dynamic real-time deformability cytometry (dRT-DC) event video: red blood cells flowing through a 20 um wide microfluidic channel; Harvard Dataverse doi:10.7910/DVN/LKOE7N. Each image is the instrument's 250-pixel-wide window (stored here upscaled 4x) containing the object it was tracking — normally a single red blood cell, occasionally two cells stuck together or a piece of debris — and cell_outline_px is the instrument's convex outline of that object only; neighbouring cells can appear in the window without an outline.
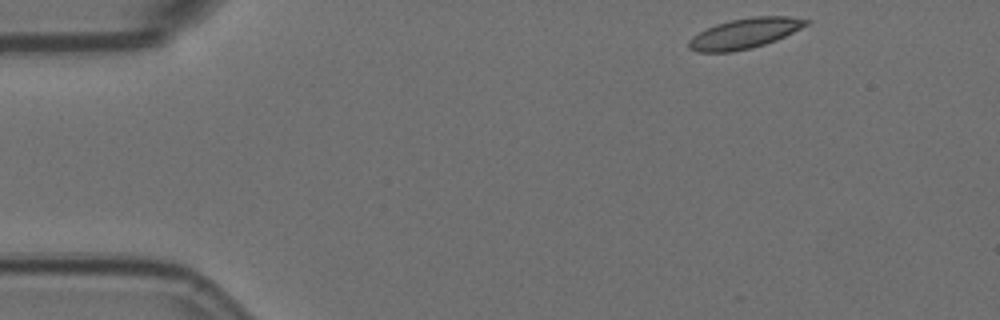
{"species": "Egyptian fruit bat (a non-hibernating species)", "species_latin": "Rousettus aegyptiacus", "temperature_condition": "room temperature", "stored_images_in_passage": 3, "camera_frame_rate_fps": 3000, "um_per_image_px": 0.085, "animal": {"sex": "female"}, "frame": {"image": 1, "passage_image": 1, "time_ms": 0.0, "image_size_px": [1000, 320], "cell_outline_px": [[812, 20], [808, 24], [776, 40], [764, 44], [732, 52], [696, 52], [688, 48], [688, 40], [692, 36], [716, 24], [732, 20], [752, 16], [788, 16]], "centroid_in_image_um": [63.28, 2.83], "position_along_channel_um": 21.7, "area_um2": 20.46}}